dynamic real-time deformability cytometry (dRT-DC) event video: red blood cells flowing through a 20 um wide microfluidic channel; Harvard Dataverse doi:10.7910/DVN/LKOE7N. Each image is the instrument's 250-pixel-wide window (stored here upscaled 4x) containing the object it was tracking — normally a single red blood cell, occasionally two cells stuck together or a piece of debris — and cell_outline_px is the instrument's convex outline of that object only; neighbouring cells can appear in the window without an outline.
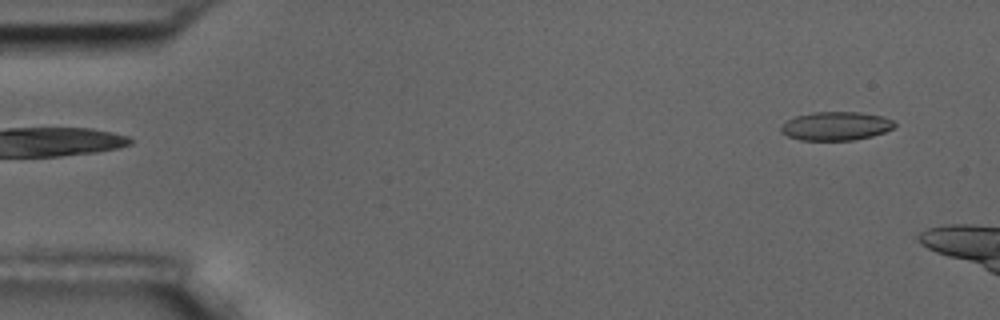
{"species": "common noctule bat (a hibernating species)", "species_latin": "Nyctalus noctula", "temperature_condition": "room temperature", "stored_images_in_passage": 2, "camera_frame_rate_fps": 3000, "um_per_image_px": 0.085, "animal": {"sex": "male", "body_mass_g": 17.5, "forearm_length_mm": 52.3}, "frame": {"image": 1, "passage_image": 2, "time_ms": 1.0, "image_size_px": [1000, 320], "cell_outline_px": [[896, 124], [892, 128], [884, 132], [872, 136], [856, 140], [800, 140], [788, 136], [780, 132], [780, 128], [788, 120], [796, 116], [812, 112], [860, 112], [884, 116], [892, 120]], "centroid_in_image_um": [71.06, 10.71], "position_along_channel_um": 13.9, "area_um2": 18.96}}